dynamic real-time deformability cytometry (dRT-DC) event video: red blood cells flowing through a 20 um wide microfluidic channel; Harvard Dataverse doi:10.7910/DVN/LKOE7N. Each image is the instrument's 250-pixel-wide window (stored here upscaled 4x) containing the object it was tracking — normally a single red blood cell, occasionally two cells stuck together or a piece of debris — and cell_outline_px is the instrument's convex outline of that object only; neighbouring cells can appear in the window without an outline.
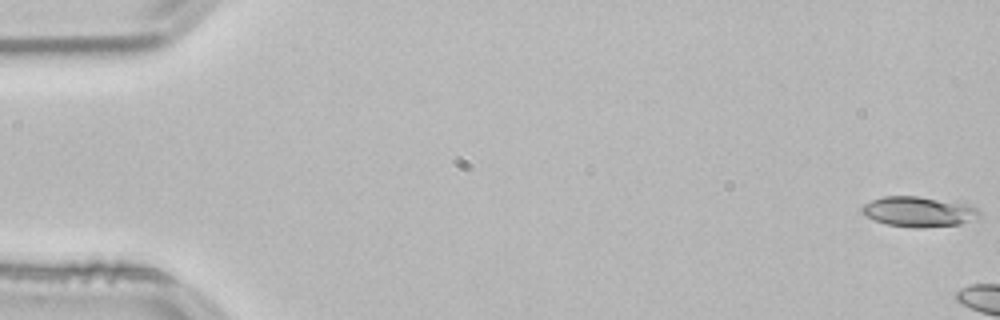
{"species": "common noctule bat (a hibernating species)", "species_latin": "Nyctalus noctula", "temperature_condition": "room temperature", "stored_images_in_passage": 5, "camera_frame_rate_fps": 3000, "um_per_image_px": 0.085, "animal": {"sex": "male", "body_mass_g": 21.5, "forearm_length_mm": 52.0}, "frame": {"image": 1, "passage_image": 1, "time_ms": 0.0, "image_size_px": [1000, 320], "cell_outline_px": [[980, 216], [960, 224], [924, 228], [912, 228], [884, 224], [864, 216], [860, 212], [860, 208], [864, 204], [872, 200], [884, 196], [920, 196], [956, 200], [968, 204], [976, 208], [980, 212]], "centroid_in_image_um": [78.08, 17.98], "position_along_channel_um": 6.9, "area_um2": 21.27}}